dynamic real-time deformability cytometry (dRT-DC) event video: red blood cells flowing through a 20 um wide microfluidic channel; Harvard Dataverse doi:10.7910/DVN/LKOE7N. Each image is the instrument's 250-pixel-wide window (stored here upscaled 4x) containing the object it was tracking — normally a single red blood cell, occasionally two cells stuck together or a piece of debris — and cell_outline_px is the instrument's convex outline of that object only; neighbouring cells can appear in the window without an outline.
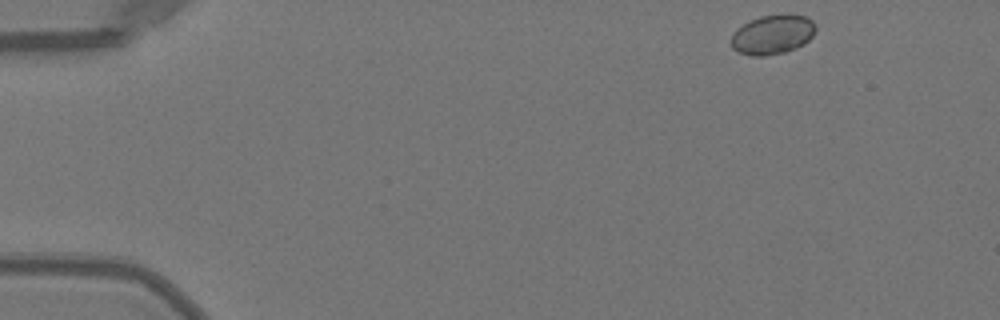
{"species": "Egyptian fruit bat (a non-hibernating species)", "species_latin": "Rousettus aegyptiacus", "temperature_condition": "warm", "stored_images_in_passage": 47, "camera_frame_rate_fps": 3000, "um_per_image_px": 0.085, "animal": {"sex": "female"}, "frame": {"image": 1, "passage_image": 1, "time_ms": 0.0, "image_size_px": [1000, 320], "cell_outline_px": [[816, 28], [812, 36], [804, 44], [796, 48], [784, 52], [764, 56], [752, 56], [740, 52], [732, 48], [732, 32], [736, 28], [748, 20], [760, 16], [788, 12], [804, 16], [812, 20], [816, 24]], "centroid_in_image_um": [65.67, 2.9], "position_along_channel_um": 19.3, "area_um2": 19.83}}
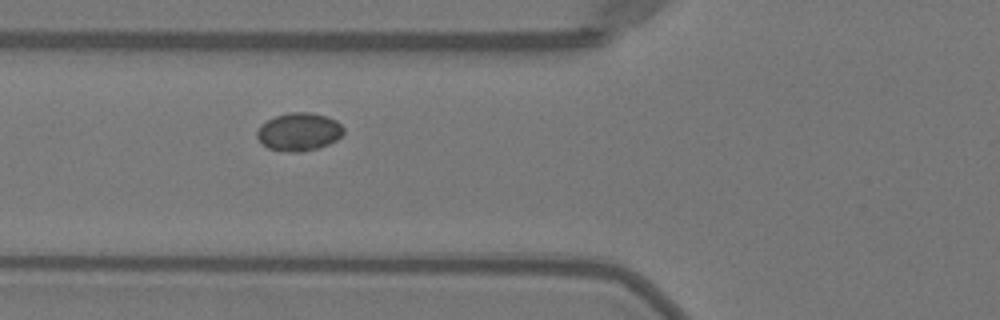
{"frame": {"image": 2, "passage_image": 15, "time_ms": 4.667, "image_size_px": [1000, 320], "cell_outline_px": [[344, 132], [336, 140], [328, 144], [316, 148], [300, 152], [288, 152], [268, 148], [256, 136], [256, 132], [260, 124], [276, 116], [292, 112], [308, 112], [328, 116], [336, 120], [344, 128]], "centroid_in_image_um": [25.41, 11.2], "position_along_channel_um": 100.4, "area_um2": 19.07}}
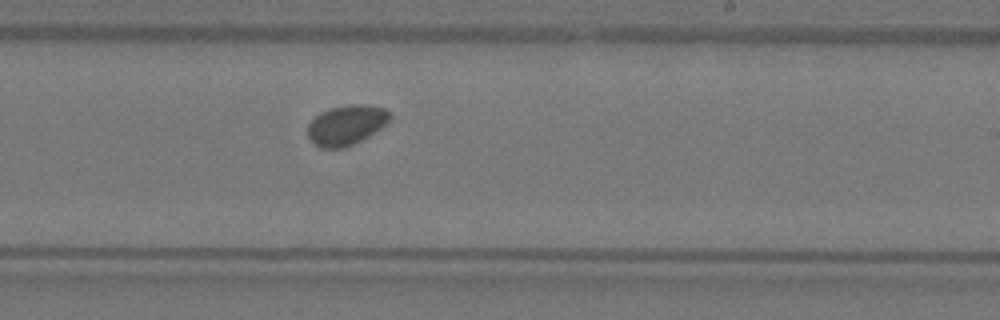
{"frame": {"image": 3, "passage_image": 27, "time_ms": 8.667, "image_size_px": [1000, 320], "cell_outline_px": [[392, 116], [380, 128], [368, 136], [344, 148], [320, 148], [308, 136], [308, 124], [320, 112], [332, 108], [348, 104], [364, 104], [384, 108]], "centroid_in_image_um": [29.42, 10.62], "position_along_channel_um": 259.6, "area_um2": 18.79}}